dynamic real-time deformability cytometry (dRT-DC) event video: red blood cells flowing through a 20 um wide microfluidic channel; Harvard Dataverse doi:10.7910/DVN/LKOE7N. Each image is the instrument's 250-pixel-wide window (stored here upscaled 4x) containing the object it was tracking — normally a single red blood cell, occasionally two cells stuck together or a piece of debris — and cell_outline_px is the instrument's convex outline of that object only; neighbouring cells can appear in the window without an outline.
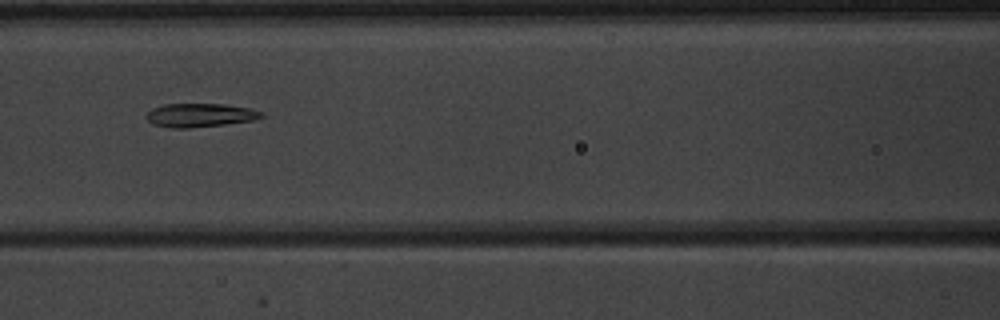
{"species": "common noctule bat (a hibernating species)", "species_latin": "Nyctalus noctula", "temperature_condition": "warm", "stored_images_in_passage": 3, "camera_frame_rate_fps": 3000, "um_per_image_px": 0.085, "animal": {"sex": "male", "body_mass_g": 20.1, "forearm_length_mm": 53.5}, "frame": {"image": 1, "passage_image": 3, "time_ms": 2.0, "image_size_px": [1000, 320], "cell_outline_px": [[264, 116], [256, 120], [224, 124], [188, 128], [172, 128], [152, 124], [144, 116], [152, 108], [164, 104], [224, 104], [248, 108], [264, 112]], "centroid_in_image_um": [17.0, 9.79], "position_along_channel_um": 149.6, "area_um2": 15.9}}